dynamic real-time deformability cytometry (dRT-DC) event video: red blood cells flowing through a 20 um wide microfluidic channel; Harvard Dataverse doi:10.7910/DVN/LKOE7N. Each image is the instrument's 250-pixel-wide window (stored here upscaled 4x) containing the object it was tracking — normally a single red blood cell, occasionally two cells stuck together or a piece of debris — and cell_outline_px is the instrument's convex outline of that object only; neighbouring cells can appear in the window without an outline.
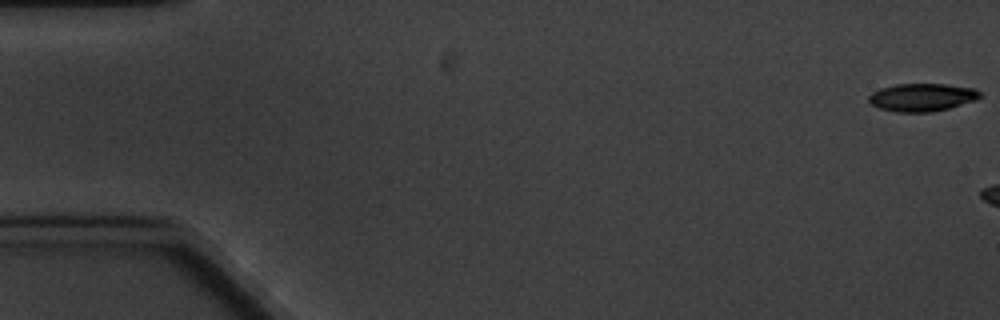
{"species": "common noctule bat (a hibernating species)", "species_latin": "Nyctalus noctula", "temperature_condition": "cold", "stored_images_in_passage": 8, "camera_frame_rate_fps": 3000, "um_per_image_px": 0.085, "animal": {"sex": "male", "body_mass_g": 20.1, "forearm_length_mm": 53.5}, "frame": {"image": 1, "passage_image": 1, "time_ms": 0.0, "image_size_px": [1000, 320], "cell_outline_px": [[984, 96], [976, 100], [948, 108], [932, 112], [896, 112], [880, 108], [872, 104], [868, 100], [868, 96], [872, 92], [880, 88], [896, 84], [948, 84], [976, 88]], "centroid_in_image_um": [78.41, 8.26], "position_along_channel_um": 6.6, "area_um2": 18.21}}
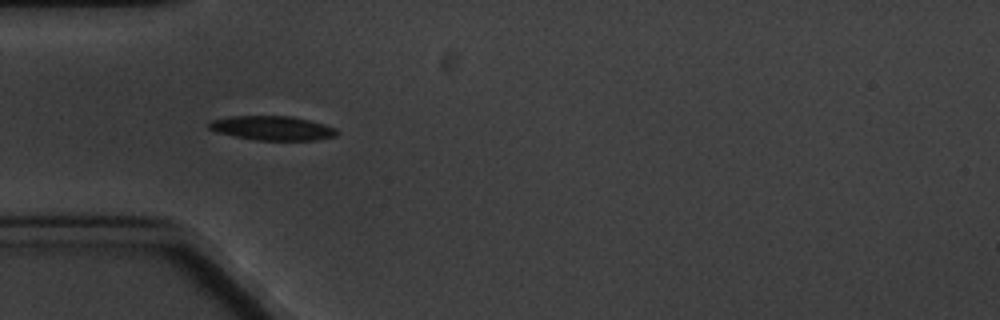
{"frame": {"image": 2, "passage_image": 7, "time_ms": 7.667, "image_size_px": [1000, 320], "cell_outline_px": [[340, 132], [336, 136], [316, 140], [256, 140], [232, 136], [216, 132], [208, 128], [208, 124], [212, 120], [228, 116], [292, 116], [324, 124], [336, 128]], "centroid_in_image_um": [23.15, 10.89], "position_along_channel_um": 61.9, "area_um2": 18.21}}